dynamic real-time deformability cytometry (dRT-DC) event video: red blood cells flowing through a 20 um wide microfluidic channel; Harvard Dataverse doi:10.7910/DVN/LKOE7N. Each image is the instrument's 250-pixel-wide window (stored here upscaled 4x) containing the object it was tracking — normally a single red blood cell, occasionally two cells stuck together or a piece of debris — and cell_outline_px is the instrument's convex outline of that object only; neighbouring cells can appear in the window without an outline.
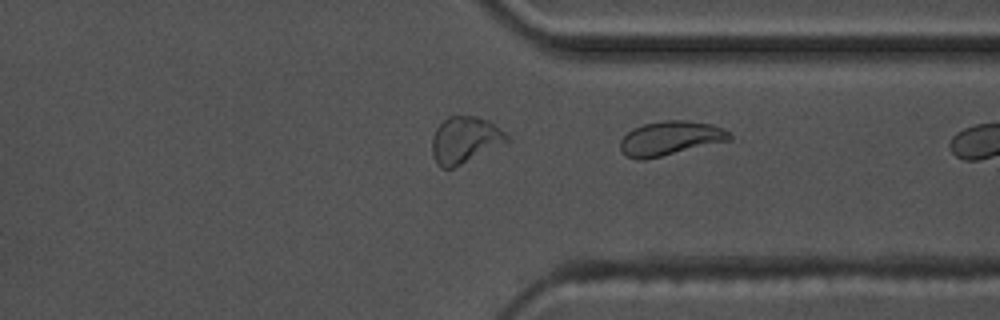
{"species": "common noctule bat (a hibernating species)", "species_latin": "Nyctalus noctula", "temperature_condition": "warm", "stored_images_in_passage": 33, "camera_frame_rate_fps": 3000, "um_per_image_px": 0.085, "animal": {"sex": "male", "body_mass_g": 17.5, "forearm_length_mm": 52.3}, "frame": {"image": 1, "passage_image": 33, "time_ms": 10.667, "image_size_px": [1000, 320], "cell_outline_px": [[732, 140], [644, 160], [636, 160], [624, 156], [620, 148], [620, 140], [628, 132], [644, 124], [664, 120], [688, 120], [712, 124], [724, 128], [732, 136]], "centroid_in_image_um": [56.98, 11.76], "position_along_channel_um": 354.4, "area_um2": 21.91}}